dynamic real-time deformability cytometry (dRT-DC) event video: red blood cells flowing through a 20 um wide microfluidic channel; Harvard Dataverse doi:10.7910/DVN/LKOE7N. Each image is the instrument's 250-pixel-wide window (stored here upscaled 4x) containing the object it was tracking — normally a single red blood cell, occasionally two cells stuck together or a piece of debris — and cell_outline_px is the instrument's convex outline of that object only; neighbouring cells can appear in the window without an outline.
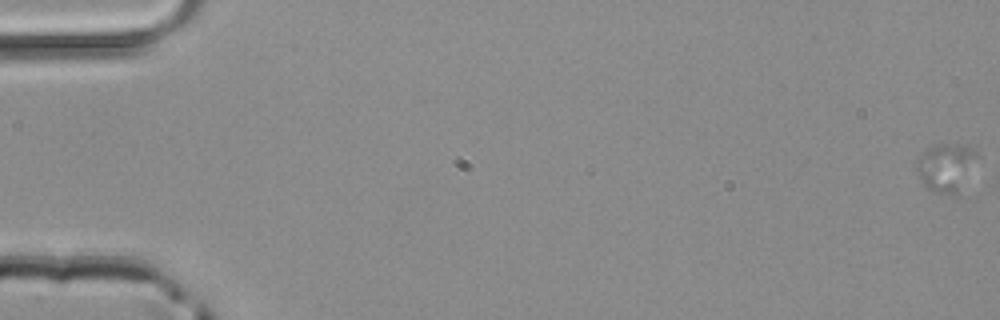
{"species": "common noctule bat (a hibernating species)", "species_latin": "Nyctalus noctula", "temperature_condition": "room temperature", "stored_images_in_passage": 35, "camera_frame_rate_fps": 3000, "um_per_image_px": 0.085, "animal": {"sex": "male", "body_mass_g": 20.4}, "frame": {"image": 1, "passage_image": 1, "time_ms": 0.0, "image_size_px": [1000, 320], "cell_outline_px": [[976, 156], [956, 196], [952, 196], [936, 192], [928, 188], [924, 184], [916, 172], [916, 160], [928, 148], [940, 144], [960, 144], [976, 152]], "centroid_in_image_um": [80.33, 14.24], "position_along_channel_um": 4.7, "area_um2": 16.24}}
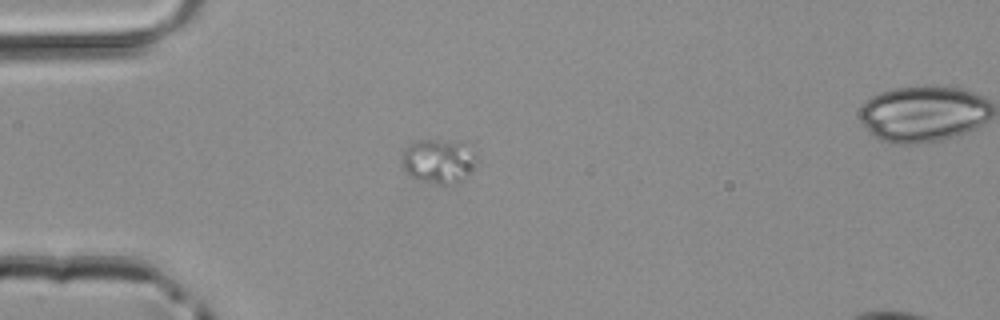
{"frame": {"image": 2, "passage_image": 16, "time_ms": 5.0, "image_size_px": [1000, 320], "cell_outline_px": [[476, 164], [468, 176], [456, 184], [440, 184], [420, 180], [408, 176], [400, 160], [400, 156], [404, 148], [408, 144], [416, 140], [460, 140], [476, 152]], "centroid_in_image_um": [37.27, 13.67], "position_along_channel_um": 47.7, "area_um2": 19.94}}
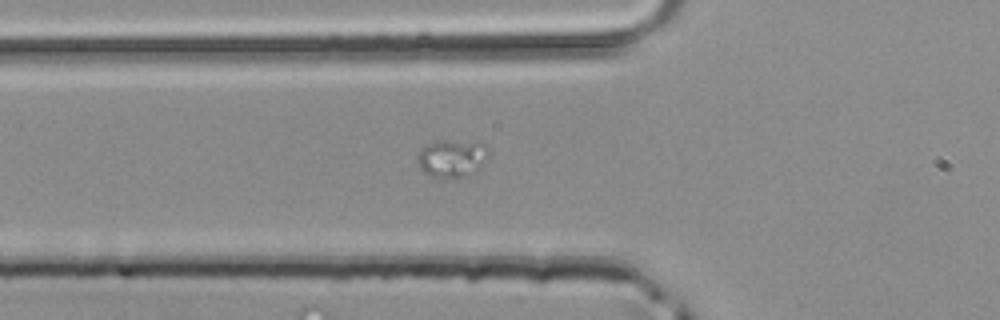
{"frame": {"image": 3, "passage_image": 20, "time_ms": 6.333, "image_size_px": [1000, 320], "cell_outline_px": [[488, 156], [480, 168], [452, 180], [444, 180], [432, 176], [424, 172], [420, 168], [416, 160], [416, 156], [428, 144], [436, 140], [484, 144], [488, 152]], "centroid_in_image_um": [38.36, 13.5], "position_along_channel_um": 87.4, "area_um2": 15.37}}